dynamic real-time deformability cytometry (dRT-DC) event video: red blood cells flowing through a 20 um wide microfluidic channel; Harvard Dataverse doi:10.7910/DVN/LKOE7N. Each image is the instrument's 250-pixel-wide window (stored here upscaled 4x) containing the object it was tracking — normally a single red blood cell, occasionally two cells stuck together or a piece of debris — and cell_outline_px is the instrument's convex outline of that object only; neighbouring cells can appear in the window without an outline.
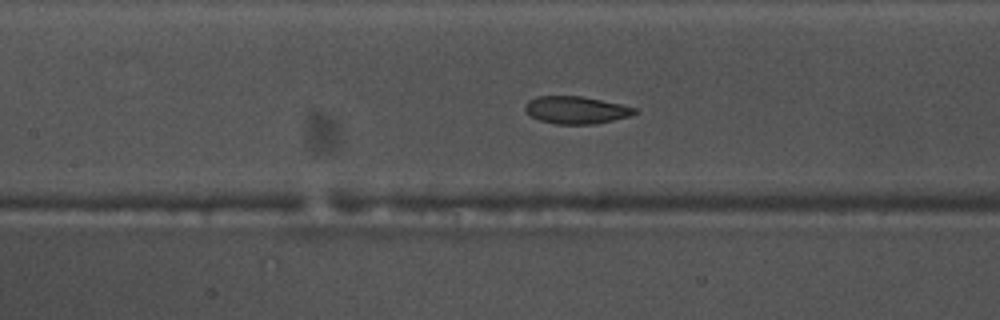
{"species": "common noctule bat (a hibernating species)", "species_latin": "Nyctalus noctula", "temperature_condition": "warm", "stored_images_in_passage": 55, "camera_frame_rate_fps": 3000, "um_per_image_px": 0.085, "animal": {"sex": "male", "body_mass_g": 17.5, "forearm_length_mm": 52.3}, "frame": {"image": 1, "passage_image": 24, "time_ms": 7.667, "image_size_px": [1000, 320], "cell_outline_px": [[640, 112], [632, 116], [596, 124], [556, 124], [540, 120], [532, 116], [524, 108], [528, 100], [536, 96], [580, 96], [620, 104], [636, 108]], "centroid_in_image_um": [49.01, 9.35], "position_along_channel_um": 158.4, "area_um2": 17.51}}